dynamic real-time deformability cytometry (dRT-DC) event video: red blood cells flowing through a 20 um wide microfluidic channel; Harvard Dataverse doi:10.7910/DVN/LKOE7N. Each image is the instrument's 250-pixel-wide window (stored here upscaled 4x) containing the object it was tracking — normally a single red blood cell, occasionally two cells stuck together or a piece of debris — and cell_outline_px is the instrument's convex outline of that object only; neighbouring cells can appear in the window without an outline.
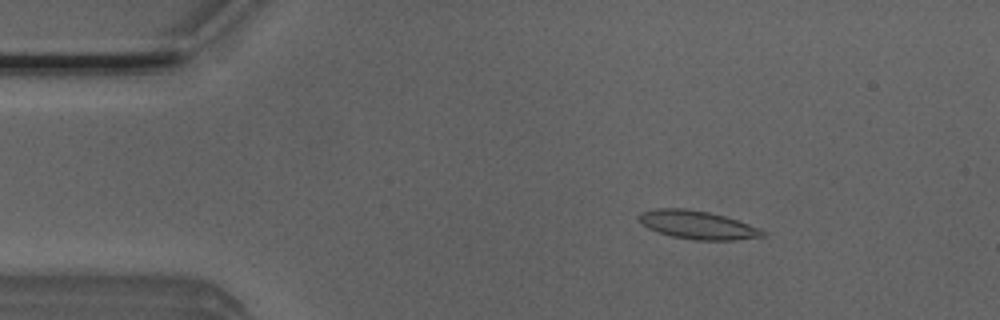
{"species": "Egyptian fruit bat (a non-hibernating species)", "species_latin": "Rousettus aegyptiacus", "temperature_condition": "room temperature", "stored_images_in_passage": 52, "camera_frame_rate_fps": 3000, "um_per_image_px": 0.085, "animal": {"sex": "male"}, "frame": {"image": 1, "passage_image": 8, "time_ms": 2.333, "image_size_px": [1000, 320], "cell_outline_px": [[768, 232], [764, 236], [736, 240], [696, 240], [672, 236], [656, 232], [648, 228], [636, 216], [640, 212], [656, 208], [684, 208], [708, 212], [724, 216], [760, 228]], "centroid_in_image_um": [59.28, 19.12], "position_along_channel_um": 25.7, "area_um2": 20.4}}
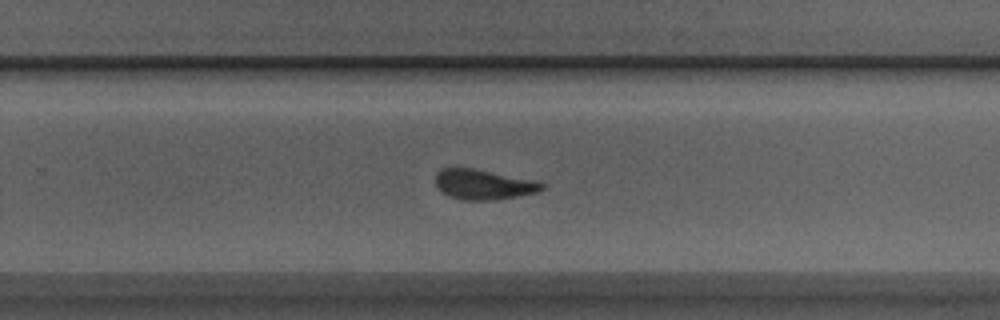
{"frame": {"image": 2, "passage_image": 33, "time_ms": 10.667, "image_size_px": [1000, 320], "cell_outline_px": [[544, 188], [540, 192], [496, 200], [464, 200], [448, 196], [440, 192], [436, 188], [436, 172], [440, 168], [472, 168], [532, 180], [544, 184]], "centroid_in_image_um": [41.04, 15.69], "position_along_channel_um": 288.8, "area_um2": 18.67}}
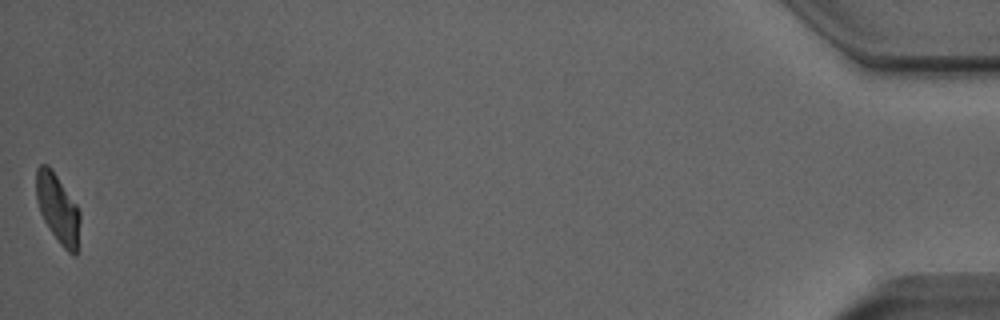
{"frame": {"image": 3, "passage_image": 52, "time_ms": 17.0, "image_size_px": [1000, 320], "cell_outline_px": [[80, 220], [76, 256], [72, 256], [60, 244], [44, 220], [40, 212], [36, 200], [36, 168], [40, 164], [48, 164], [52, 168], [76, 204], [80, 212]], "centroid_in_image_um": [4.9, 17.7], "position_along_channel_um": 430.3, "area_um2": 17.63}, "authors_computed_cell_mechanics": {"area_um2": 19.3919, "velocity_mm_per_s": 3.8839, "shape_relaxation_time_tau1_ms": 4.2656, "shape_relaxation_time_tau2_ms": 1.8047, "deformation_change_tau1": 0.1545, "deformation_change_tau2": 0.0844}}